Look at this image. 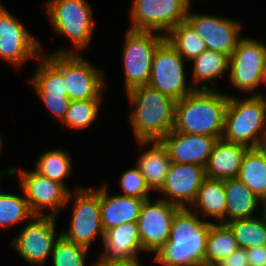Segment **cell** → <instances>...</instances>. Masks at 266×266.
Here are the masks:
<instances>
[{
	"label": "cell",
	"instance_id": "cell-1",
	"mask_svg": "<svg viewBox=\"0 0 266 266\" xmlns=\"http://www.w3.org/2000/svg\"><path fill=\"white\" fill-rule=\"evenodd\" d=\"M212 222L189 208H180L173 219L169 239L154 255L162 266H205V250Z\"/></svg>",
	"mask_w": 266,
	"mask_h": 266
},
{
	"label": "cell",
	"instance_id": "cell-2",
	"mask_svg": "<svg viewBox=\"0 0 266 266\" xmlns=\"http://www.w3.org/2000/svg\"><path fill=\"white\" fill-rule=\"evenodd\" d=\"M228 93L194 90L175 101L173 130L185 134L222 138Z\"/></svg>",
	"mask_w": 266,
	"mask_h": 266
},
{
	"label": "cell",
	"instance_id": "cell-3",
	"mask_svg": "<svg viewBox=\"0 0 266 266\" xmlns=\"http://www.w3.org/2000/svg\"><path fill=\"white\" fill-rule=\"evenodd\" d=\"M135 141H161L173 130L175 101L148 85L126 92Z\"/></svg>",
	"mask_w": 266,
	"mask_h": 266
},
{
	"label": "cell",
	"instance_id": "cell-4",
	"mask_svg": "<svg viewBox=\"0 0 266 266\" xmlns=\"http://www.w3.org/2000/svg\"><path fill=\"white\" fill-rule=\"evenodd\" d=\"M88 0H46L47 16L54 32L71 41L72 48H60L53 54H80L92 41L95 21Z\"/></svg>",
	"mask_w": 266,
	"mask_h": 266
},
{
	"label": "cell",
	"instance_id": "cell-5",
	"mask_svg": "<svg viewBox=\"0 0 266 266\" xmlns=\"http://www.w3.org/2000/svg\"><path fill=\"white\" fill-rule=\"evenodd\" d=\"M228 95L222 139L254 148L266 130V99Z\"/></svg>",
	"mask_w": 266,
	"mask_h": 266
},
{
	"label": "cell",
	"instance_id": "cell-6",
	"mask_svg": "<svg viewBox=\"0 0 266 266\" xmlns=\"http://www.w3.org/2000/svg\"><path fill=\"white\" fill-rule=\"evenodd\" d=\"M42 54L62 73L71 101L102 100L106 86L103 70L80 54Z\"/></svg>",
	"mask_w": 266,
	"mask_h": 266
},
{
	"label": "cell",
	"instance_id": "cell-7",
	"mask_svg": "<svg viewBox=\"0 0 266 266\" xmlns=\"http://www.w3.org/2000/svg\"><path fill=\"white\" fill-rule=\"evenodd\" d=\"M73 202L68 230H60L66 240L90 249L92 243L100 238L103 242L104 230L101 224L100 186H76L68 195V203Z\"/></svg>",
	"mask_w": 266,
	"mask_h": 266
},
{
	"label": "cell",
	"instance_id": "cell-8",
	"mask_svg": "<svg viewBox=\"0 0 266 266\" xmlns=\"http://www.w3.org/2000/svg\"><path fill=\"white\" fill-rule=\"evenodd\" d=\"M122 61L125 92L147 85L152 68V58L157 46L165 39L154 31L129 29L124 34Z\"/></svg>",
	"mask_w": 266,
	"mask_h": 266
},
{
	"label": "cell",
	"instance_id": "cell-9",
	"mask_svg": "<svg viewBox=\"0 0 266 266\" xmlns=\"http://www.w3.org/2000/svg\"><path fill=\"white\" fill-rule=\"evenodd\" d=\"M186 61L164 39L155 49L148 86L178 101L195 89L187 81Z\"/></svg>",
	"mask_w": 266,
	"mask_h": 266
},
{
	"label": "cell",
	"instance_id": "cell-10",
	"mask_svg": "<svg viewBox=\"0 0 266 266\" xmlns=\"http://www.w3.org/2000/svg\"><path fill=\"white\" fill-rule=\"evenodd\" d=\"M58 217L35 215L20 232L13 237L10 246L30 266H46L51 258L53 246L59 238L56 232Z\"/></svg>",
	"mask_w": 266,
	"mask_h": 266
},
{
	"label": "cell",
	"instance_id": "cell-11",
	"mask_svg": "<svg viewBox=\"0 0 266 266\" xmlns=\"http://www.w3.org/2000/svg\"><path fill=\"white\" fill-rule=\"evenodd\" d=\"M266 65V43L242 36L229 58V85L250 96H258L261 73ZM251 92V93H250Z\"/></svg>",
	"mask_w": 266,
	"mask_h": 266
},
{
	"label": "cell",
	"instance_id": "cell-12",
	"mask_svg": "<svg viewBox=\"0 0 266 266\" xmlns=\"http://www.w3.org/2000/svg\"><path fill=\"white\" fill-rule=\"evenodd\" d=\"M192 0H132L129 29L154 31L165 35L186 20Z\"/></svg>",
	"mask_w": 266,
	"mask_h": 266
},
{
	"label": "cell",
	"instance_id": "cell-13",
	"mask_svg": "<svg viewBox=\"0 0 266 266\" xmlns=\"http://www.w3.org/2000/svg\"><path fill=\"white\" fill-rule=\"evenodd\" d=\"M21 20L0 2V59L16 69L27 60L38 59L44 50Z\"/></svg>",
	"mask_w": 266,
	"mask_h": 266
},
{
	"label": "cell",
	"instance_id": "cell-14",
	"mask_svg": "<svg viewBox=\"0 0 266 266\" xmlns=\"http://www.w3.org/2000/svg\"><path fill=\"white\" fill-rule=\"evenodd\" d=\"M16 176L19 178V188L35 215L59 217L66 210L71 190L63 184L42 176L35 170L16 168Z\"/></svg>",
	"mask_w": 266,
	"mask_h": 266
},
{
	"label": "cell",
	"instance_id": "cell-15",
	"mask_svg": "<svg viewBox=\"0 0 266 266\" xmlns=\"http://www.w3.org/2000/svg\"><path fill=\"white\" fill-rule=\"evenodd\" d=\"M186 21L205 42L207 49L228 58L237 47L242 35V23L234 18L209 13H193L189 7Z\"/></svg>",
	"mask_w": 266,
	"mask_h": 266
},
{
	"label": "cell",
	"instance_id": "cell-16",
	"mask_svg": "<svg viewBox=\"0 0 266 266\" xmlns=\"http://www.w3.org/2000/svg\"><path fill=\"white\" fill-rule=\"evenodd\" d=\"M180 207L157 197L155 202L146 199L137 224L142 249L145 253L156 254L169 239L170 229Z\"/></svg>",
	"mask_w": 266,
	"mask_h": 266
},
{
	"label": "cell",
	"instance_id": "cell-17",
	"mask_svg": "<svg viewBox=\"0 0 266 266\" xmlns=\"http://www.w3.org/2000/svg\"><path fill=\"white\" fill-rule=\"evenodd\" d=\"M205 178V169L200 165L171 163L165 182L157 193L169 203L189 208Z\"/></svg>",
	"mask_w": 266,
	"mask_h": 266
},
{
	"label": "cell",
	"instance_id": "cell-18",
	"mask_svg": "<svg viewBox=\"0 0 266 266\" xmlns=\"http://www.w3.org/2000/svg\"><path fill=\"white\" fill-rule=\"evenodd\" d=\"M217 140V137L185 134L172 130L161 142L167 148L172 163L205 167Z\"/></svg>",
	"mask_w": 266,
	"mask_h": 266
},
{
	"label": "cell",
	"instance_id": "cell-19",
	"mask_svg": "<svg viewBox=\"0 0 266 266\" xmlns=\"http://www.w3.org/2000/svg\"><path fill=\"white\" fill-rule=\"evenodd\" d=\"M107 186V183L100 186L101 224L104 232L124 223H137L145 200L120 193L110 195Z\"/></svg>",
	"mask_w": 266,
	"mask_h": 266
},
{
	"label": "cell",
	"instance_id": "cell-20",
	"mask_svg": "<svg viewBox=\"0 0 266 266\" xmlns=\"http://www.w3.org/2000/svg\"><path fill=\"white\" fill-rule=\"evenodd\" d=\"M103 251L98 258L110 260H128L141 257L144 253L141 245L138 224L124 223L104 232Z\"/></svg>",
	"mask_w": 266,
	"mask_h": 266
},
{
	"label": "cell",
	"instance_id": "cell-21",
	"mask_svg": "<svg viewBox=\"0 0 266 266\" xmlns=\"http://www.w3.org/2000/svg\"><path fill=\"white\" fill-rule=\"evenodd\" d=\"M249 147L218 139L204 167L205 175L211 179L237 178L242 159Z\"/></svg>",
	"mask_w": 266,
	"mask_h": 266
},
{
	"label": "cell",
	"instance_id": "cell-22",
	"mask_svg": "<svg viewBox=\"0 0 266 266\" xmlns=\"http://www.w3.org/2000/svg\"><path fill=\"white\" fill-rule=\"evenodd\" d=\"M137 144L141 149L150 145L138 156L136 166L144 176L148 187L158 192L165 182L172 163L167 148L161 141H137Z\"/></svg>",
	"mask_w": 266,
	"mask_h": 266
},
{
	"label": "cell",
	"instance_id": "cell-23",
	"mask_svg": "<svg viewBox=\"0 0 266 266\" xmlns=\"http://www.w3.org/2000/svg\"><path fill=\"white\" fill-rule=\"evenodd\" d=\"M200 217H208L212 223L226 224V195L224 180L206 177L189 207Z\"/></svg>",
	"mask_w": 266,
	"mask_h": 266
},
{
	"label": "cell",
	"instance_id": "cell-24",
	"mask_svg": "<svg viewBox=\"0 0 266 266\" xmlns=\"http://www.w3.org/2000/svg\"><path fill=\"white\" fill-rule=\"evenodd\" d=\"M191 62L192 72L187 73L192 75V81L190 82L195 90H217V86L210 88L208 83L214 85L213 81L217 82L216 80L219 77L223 78L221 76L225 75L229 68V58L227 56L209 49H206Z\"/></svg>",
	"mask_w": 266,
	"mask_h": 266
},
{
	"label": "cell",
	"instance_id": "cell-25",
	"mask_svg": "<svg viewBox=\"0 0 266 266\" xmlns=\"http://www.w3.org/2000/svg\"><path fill=\"white\" fill-rule=\"evenodd\" d=\"M226 195V223L234 219L255 217L260 199L238 178L224 180ZM259 206V207H258Z\"/></svg>",
	"mask_w": 266,
	"mask_h": 266
},
{
	"label": "cell",
	"instance_id": "cell-26",
	"mask_svg": "<svg viewBox=\"0 0 266 266\" xmlns=\"http://www.w3.org/2000/svg\"><path fill=\"white\" fill-rule=\"evenodd\" d=\"M237 178L259 199L266 195V157L255 148L243 156Z\"/></svg>",
	"mask_w": 266,
	"mask_h": 266
},
{
	"label": "cell",
	"instance_id": "cell-27",
	"mask_svg": "<svg viewBox=\"0 0 266 266\" xmlns=\"http://www.w3.org/2000/svg\"><path fill=\"white\" fill-rule=\"evenodd\" d=\"M239 248L234 233L227 224L212 223L205 250V266H214Z\"/></svg>",
	"mask_w": 266,
	"mask_h": 266
},
{
	"label": "cell",
	"instance_id": "cell-28",
	"mask_svg": "<svg viewBox=\"0 0 266 266\" xmlns=\"http://www.w3.org/2000/svg\"><path fill=\"white\" fill-rule=\"evenodd\" d=\"M164 36L186 62H191L207 49L205 42L186 20L171 28Z\"/></svg>",
	"mask_w": 266,
	"mask_h": 266
},
{
	"label": "cell",
	"instance_id": "cell-29",
	"mask_svg": "<svg viewBox=\"0 0 266 266\" xmlns=\"http://www.w3.org/2000/svg\"><path fill=\"white\" fill-rule=\"evenodd\" d=\"M72 163L71 154L67 150L50 149L37 157L34 161V170L42 176L63 184L70 190L64 181L71 175Z\"/></svg>",
	"mask_w": 266,
	"mask_h": 266
},
{
	"label": "cell",
	"instance_id": "cell-30",
	"mask_svg": "<svg viewBox=\"0 0 266 266\" xmlns=\"http://www.w3.org/2000/svg\"><path fill=\"white\" fill-rule=\"evenodd\" d=\"M32 77L27 82L37 95L67 96L62 73L42 54Z\"/></svg>",
	"mask_w": 266,
	"mask_h": 266
},
{
	"label": "cell",
	"instance_id": "cell-31",
	"mask_svg": "<svg viewBox=\"0 0 266 266\" xmlns=\"http://www.w3.org/2000/svg\"><path fill=\"white\" fill-rule=\"evenodd\" d=\"M226 224L234 233L239 248L266 246V221L261 216L234 219Z\"/></svg>",
	"mask_w": 266,
	"mask_h": 266
},
{
	"label": "cell",
	"instance_id": "cell-32",
	"mask_svg": "<svg viewBox=\"0 0 266 266\" xmlns=\"http://www.w3.org/2000/svg\"><path fill=\"white\" fill-rule=\"evenodd\" d=\"M22 196L13 193H4L0 196V228H11L23 221L29 222L35 214L22 191Z\"/></svg>",
	"mask_w": 266,
	"mask_h": 266
},
{
	"label": "cell",
	"instance_id": "cell-33",
	"mask_svg": "<svg viewBox=\"0 0 266 266\" xmlns=\"http://www.w3.org/2000/svg\"><path fill=\"white\" fill-rule=\"evenodd\" d=\"M102 100L71 101L61 122L75 131L89 128L97 119Z\"/></svg>",
	"mask_w": 266,
	"mask_h": 266
},
{
	"label": "cell",
	"instance_id": "cell-34",
	"mask_svg": "<svg viewBox=\"0 0 266 266\" xmlns=\"http://www.w3.org/2000/svg\"><path fill=\"white\" fill-rule=\"evenodd\" d=\"M89 249L63 238L56 240L51 254L52 266H87Z\"/></svg>",
	"mask_w": 266,
	"mask_h": 266
},
{
	"label": "cell",
	"instance_id": "cell-35",
	"mask_svg": "<svg viewBox=\"0 0 266 266\" xmlns=\"http://www.w3.org/2000/svg\"><path fill=\"white\" fill-rule=\"evenodd\" d=\"M119 185L121 191H123L121 195L143 200L151 198V189L148 187L144 176L136 165L133 168L130 167L120 175Z\"/></svg>",
	"mask_w": 266,
	"mask_h": 266
},
{
	"label": "cell",
	"instance_id": "cell-36",
	"mask_svg": "<svg viewBox=\"0 0 266 266\" xmlns=\"http://www.w3.org/2000/svg\"><path fill=\"white\" fill-rule=\"evenodd\" d=\"M49 112L58 122H62L69 108L71 100L61 95H37Z\"/></svg>",
	"mask_w": 266,
	"mask_h": 266
},
{
	"label": "cell",
	"instance_id": "cell-37",
	"mask_svg": "<svg viewBox=\"0 0 266 266\" xmlns=\"http://www.w3.org/2000/svg\"><path fill=\"white\" fill-rule=\"evenodd\" d=\"M214 266H250L246 249L238 248L229 257L223 258Z\"/></svg>",
	"mask_w": 266,
	"mask_h": 266
},
{
	"label": "cell",
	"instance_id": "cell-38",
	"mask_svg": "<svg viewBox=\"0 0 266 266\" xmlns=\"http://www.w3.org/2000/svg\"><path fill=\"white\" fill-rule=\"evenodd\" d=\"M250 266H266V246L246 249Z\"/></svg>",
	"mask_w": 266,
	"mask_h": 266
},
{
	"label": "cell",
	"instance_id": "cell-39",
	"mask_svg": "<svg viewBox=\"0 0 266 266\" xmlns=\"http://www.w3.org/2000/svg\"><path fill=\"white\" fill-rule=\"evenodd\" d=\"M97 259L92 266H144L139 258H130L128 260Z\"/></svg>",
	"mask_w": 266,
	"mask_h": 266
},
{
	"label": "cell",
	"instance_id": "cell-40",
	"mask_svg": "<svg viewBox=\"0 0 266 266\" xmlns=\"http://www.w3.org/2000/svg\"><path fill=\"white\" fill-rule=\"evenodd\" d=\"M260 154L266 157V130L259 137V140L254 147Z\"/></svg>",
	"mask_w": 266,
	"mask_h": 266
},
{
	"label": "cell",
	"instance_id": "cell-41",
	"mask_svg": "<svg viewBox=\"0 0 266 266\" xmlns=\"http://www.w3.org/2000/svg\"><path fill=\"white\" fill-rule=\"evenodd\" d=\"M259 84H265L266 85V65L264 66L263 71L261 73V79H260ZM258 96L266 99V94L264 95V93H262V92H258Z\"/></svg>",
	"mask_w": 266,
	"mask_h": 266
},
{
	"label": "cell",
	"instance_id": "cell-42",
	"mask_svg": "<svg viewBox=\"0 0 266 266\" xmlns=\"http://www.w3.org/2000/svg\"><path fill=\"white\" fill-rule=\"evenodd\" d=\"M4 174H5V175L7 174V175L12 176V177H13V176L15 177V176H16V167H14V166L11 167V166H10L9 169H8L7 171H5V172H0V177L3 176ZM4 193H5V192H2V191H1V188H0V196H1L2 194H4Z\"/></svg>",
	"mask_w": 266,
	"mask_h": 266
},
{
	"label": "cell",
	"instance_id": "cell-43",
	"mask_svg": "<svg viewBox=\"0 0 266 266\" xmlns=\"http://www.w3.org/2000/svg\"><path fill=\"white\" fill-rule=\"evenodd\" d=\"M260 205L262 214L260 215L266 221V195L260 198Z\"/></svg>",
	"mask_w": 266,
	"mask_h": 266
},
{
	"label": "cell",
	"instance_id": "cell-44",
	"mask_svg": "<svg viewBox=\"0 0 266 266\" xmlns=\"http://www.w3.org/2000/svg\"><path fill=\"white\" fill-rule=\"evenodd\" d=\"M3 140H2V138H1V136H0V155H1V153H2V151H3V142H2Z\"/></svg>",
	"mask_w": 266,
	"mask_h": 266
}]
</instances>
